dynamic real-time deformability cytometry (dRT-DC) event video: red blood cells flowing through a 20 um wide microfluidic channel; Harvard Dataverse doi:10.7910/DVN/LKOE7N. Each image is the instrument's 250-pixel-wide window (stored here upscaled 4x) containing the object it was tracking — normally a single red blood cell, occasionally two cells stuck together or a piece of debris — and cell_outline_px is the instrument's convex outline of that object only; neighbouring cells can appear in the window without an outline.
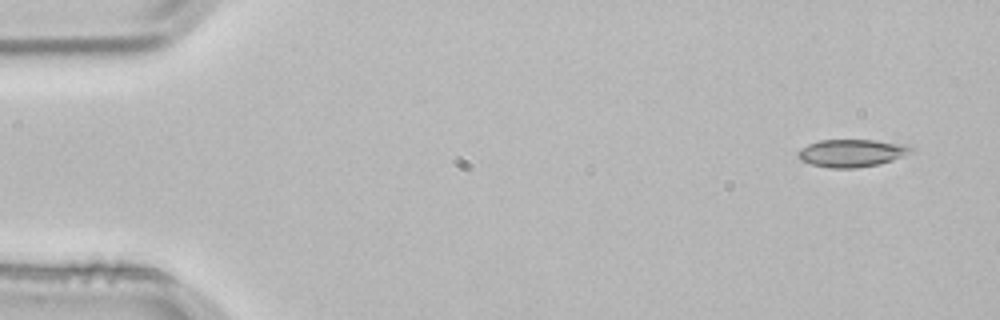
{"species": "common noctule bat (a hibernating species)", "species_latin": "Nyctalus noctula", "temperature_condition": "room temperature", "stored_images_in_passage": 3, "camera_frame_rate_fps": 3000, "um_per_image_px": 0.085, "animal": {"sex": "male", "body_mass_g": 21.5, "forearm_length_mm": 52.0}, "frame": {"image": 1, "passage_image": 1, "time_ms": 0.0, "image_size_px": [1000, 320], "cell_outline_px": [[916, 148], [912, 152], [904, 156], [880, 164], [856, 168], [832, 168], [812, 164], [800, 160], [796, 156], [796, 152], [800, 148], [808, 144], [820, 140], [876, 140], [912, 144]], "centroid_in_image_um": [72.45, 12.99], "position_along_channel_um": 12.5, "area_um2": 18.61}}